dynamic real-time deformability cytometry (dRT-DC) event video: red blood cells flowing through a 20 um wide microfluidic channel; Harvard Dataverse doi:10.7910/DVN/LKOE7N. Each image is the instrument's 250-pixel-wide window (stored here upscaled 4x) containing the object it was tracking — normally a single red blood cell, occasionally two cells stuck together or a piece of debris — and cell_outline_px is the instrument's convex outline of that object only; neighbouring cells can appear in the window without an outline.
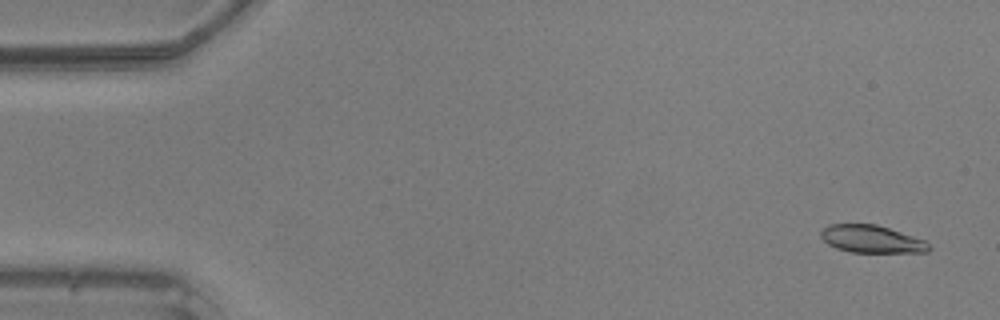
{"species": "common noctule bat (a hibernating species)", "species_latin": "Nyctalus noctula", "temperature_condition": "warm", "stored_images_in_passage": 49, "camera_frame_rate_fps": 3000, "um_per_image_px": 0.085, "animal": {"sex": "male", "body_mass_g": 20.5, "forearm_length_mm": 52.5}, "frame": {"image": 1, "passage_image": 3, "time_ms": 0.667, "image_size_px": [1000, 320], "cell_outline_px": [[932, 248], [928, 252], [852, 252], [836, 248], [828, 244], [820, 236], [820, 232], [828, 224], [876, 224], [924, 240]], "centroid_in_image_um": [74.06, 20.32], "position_along_channel_um": 10.9, "area_um2": 17.17}}
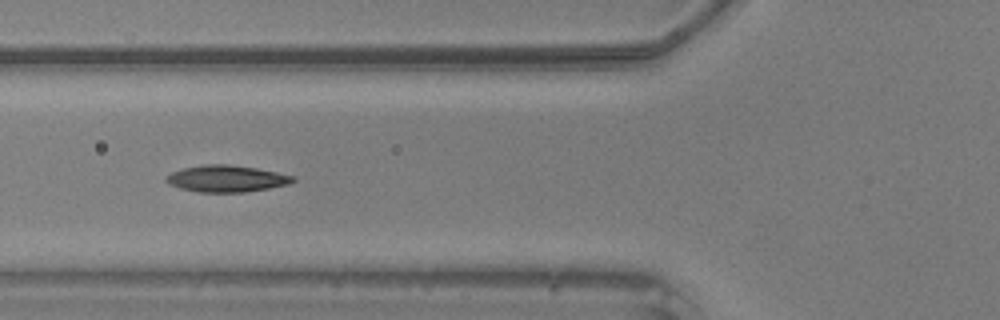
{"frame": {"image": 2, "passage_image": 19, "time_ms": 6.0, "image_size_px": [1000, 320], "cell_outline_px": [[296, 180], [288, 184], [268, 188], [244, 192], [200, 192], [180, 188], [168, 184], [164, 180], [164, 176], [172, 172], [184, 168], [204, 164], [228, 164], [256, 168], [276, 172], [292, 176]], "centroid_in_image_um": [19.2, 15.18], "position_along_channel_um": 106.6, "area_um2": 19.59}}
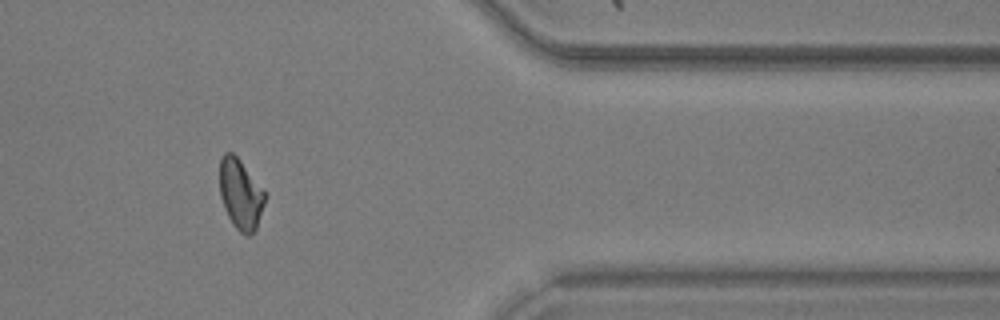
{"frame": {"image": 3, "passage_image": 41, "time_ms": 13.333, "image_size_px": [1000, 320], "cell_outline_px": [[268, 196], [256, 228], [248, 236], [244, 236], [232, 224], [224, 208], [220, 196], [220, 160], [224, 152], [232, 152], [240, 160], [268, 192]], "centroid_in_image_um": [20.49, 16.5], "position_along_channel_um": 390.9, "area_um2": 18.96}}